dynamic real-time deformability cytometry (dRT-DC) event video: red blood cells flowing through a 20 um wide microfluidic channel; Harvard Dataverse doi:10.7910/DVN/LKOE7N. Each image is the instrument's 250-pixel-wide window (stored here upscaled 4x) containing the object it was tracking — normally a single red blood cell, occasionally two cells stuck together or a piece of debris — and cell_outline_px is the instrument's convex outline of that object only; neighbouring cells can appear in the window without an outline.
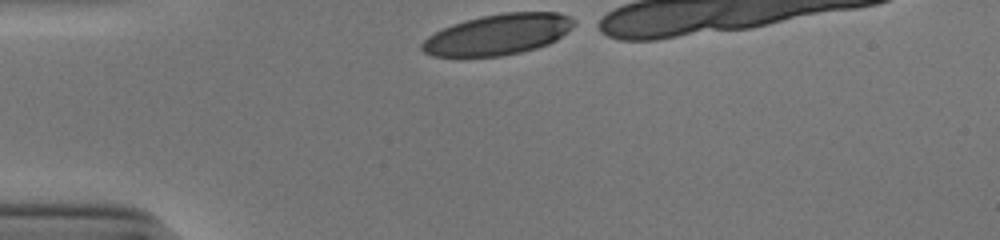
{"species": "human", "species_latin": "Homo sapiens", "temperature_condition": "cold", "stored_images_in_passage": 12, "camera_frame_rate_fps": 3000, "um_per_image_px": 0.085, "donor": {"sex": "male"}, "frame": {"image": 1, "passage_image": 1, "time_ms": 0.0, "image_size_px": [1000, 240], "cell_outline_px": [[580, 24], [556, 40], [548, 44], [536, 48], [520, 52], [500, 56], [432, 56], [424, 52], [420, 48], [420, 44], [428, 36], [452, 24], [464, 20], [480, 16], [504, 12], [556, 12], [568, 16], [576, 20]], "centroid_in_image_um": [42.38, 2.92], "position_along_channel_um": 42.6, "area_um2": 36.3}}
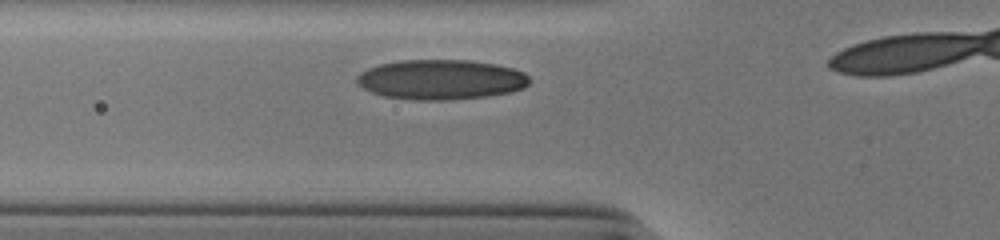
{"frame": {"image": 2, "passage_image": 7, "time_ms": 2.0, "image_size_px": [1000, 240], "cell_outline_px": [[532, 80], [524, 88], [512, 92], [488, 96], [452, 100], [416, 100], [384, 96], [372, 92], [364, 88], [356, 80], [356, 76], [360, 72], [368, 68], [380, 64], [400, 60], [468, 60], [496, 64], [512, 68], [524, 72]], "centroid_in_image_um": [37.52, 6.76], "position_along_channel_um": 88.3, "area_um2": 40.34}}
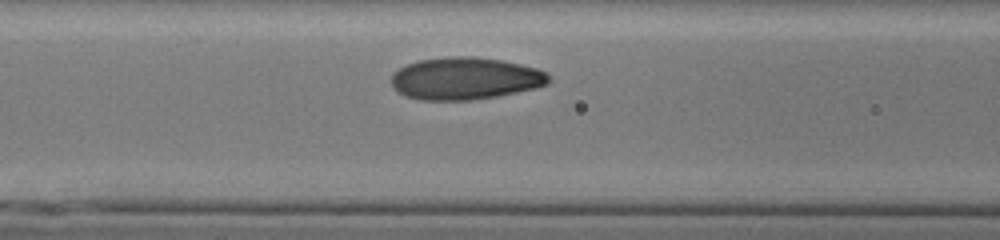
{"frame": {"image": 3, "passage_image": 10, "time_ms": 3.0, "image_size_px": [1000, 240], "cell_outline_px": [[552, 80], [548, 84], [536, 88], [496, 96], [472, 100], [420, 100], [404, 96], [392, 84], [392, 72], [408, 64], [420, 60], [448, 56], [472, 56], [500, 60], [520, 64], [536, 68], [548, 72]], "centroid_in_image_um": [39.57, 6.67], "position_along_channel_um": 127.0, "area_um2": 38.84}}